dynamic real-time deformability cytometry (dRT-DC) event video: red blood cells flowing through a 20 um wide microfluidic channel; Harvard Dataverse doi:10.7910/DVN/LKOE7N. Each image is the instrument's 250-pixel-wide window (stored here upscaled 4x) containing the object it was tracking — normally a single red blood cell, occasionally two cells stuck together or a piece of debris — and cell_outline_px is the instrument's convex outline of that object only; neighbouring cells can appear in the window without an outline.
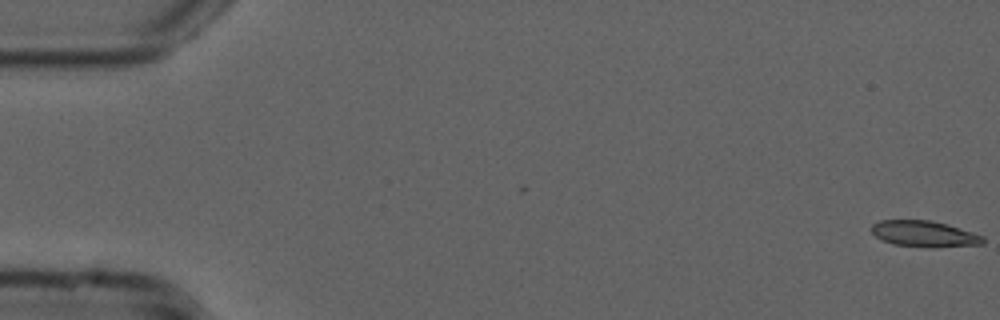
{"species": "common noctule bat (a hibernating species)", "species_latin": "Nyctalus noctula", "temperature_condition": "cold", "stored_images_in_passage": 55, "camera_frame_rate_fps": 3000, "um_per_image_px": 0.085, "animal": {"sex": "male", "forearm_length_mm": 52.5}, "frame": {"image": 1, "passage_image": 1, "time_ms": 0.0, "image_size_px": [1000, 320], "cell_outline_px": [[984, 244], [892, 244], [876, 236], [872, 232], [872, 224], [880, 220], [932, 220], [948, 224], [984, 236]], "centroid_in_image_um": [78.51, 19.8], "position_along_channel_um": 6.5, "area_um2": 15.72}}
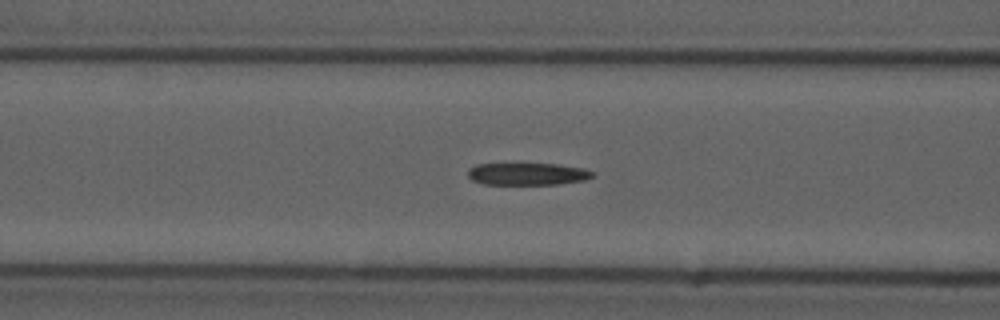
{"frame": {"image": 2, "passage_image": 22, "time_ms": 7.0, "image_size_px": [1000, 320], "cell_outline_px": [[596, 176], [584, 180], [556, 184], [484, 184], [472, 180], [468, 176], [468, 168], [476, 164], [560, 164], [584, 168], [596, 172]], "centroid_in_image_um": [44.87, 14.78], "position_along_channel_um": 121.7, "area_um2": 16.24}}
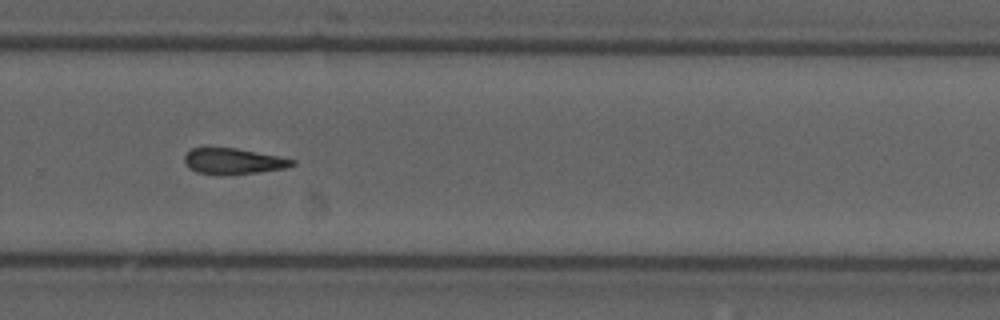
{"frame": {"image": 3, "passage_image": 37, "time_ms": 12.0, "image_size_px": [1000, 320], "cell_outline_px": [[296, 164], [288, 168], [256, 172], [220, 176], [196, 172], [188, 168], [184, 164], [184, 156], [192, 148], [236, 148], [280, 156], [296, 160]], "centroid_in_image_um": [19.83, 13.72], "position_along_channel_um": 310.0, "area_um2": 16.53}}